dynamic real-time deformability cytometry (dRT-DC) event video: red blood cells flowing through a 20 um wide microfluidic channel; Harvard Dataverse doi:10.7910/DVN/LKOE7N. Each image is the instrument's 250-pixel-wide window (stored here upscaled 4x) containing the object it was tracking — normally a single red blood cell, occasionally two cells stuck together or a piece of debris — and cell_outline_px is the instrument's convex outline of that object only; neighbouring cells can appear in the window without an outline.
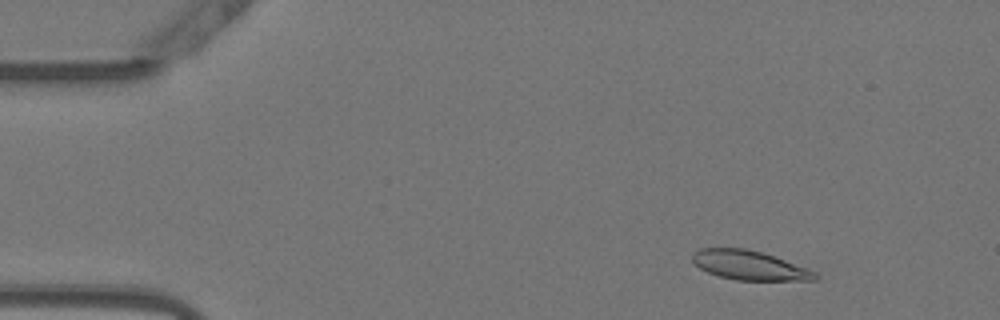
{"species": "Egyptian fruit bat (a non-hibernating species)", "species_latin": "Rousettus aegyptiacus", "temperature_condition": "warm", "stored_images_in_passage": 54, "camera_frame_rate_fps": 3000, "um_per_image_px": 0.085, "animal": {"sex": "female"}, "frame": {"image": 1, "passage_image": 7, "time_ms": 2.0, "image_size_px": [1000, 320], "cell_outline_px": [[820, 276], [816, 280], [736, 280], [720, 276], [708, 272], [692, 264], [692, 252], [700, 248], [744, 248], [760, 252], [808, 268], [816, 272]], "centroid_in_image_um": [63.67, 22.55], "position_along_channel_um": 21.3, "area_um2": 20.87}}
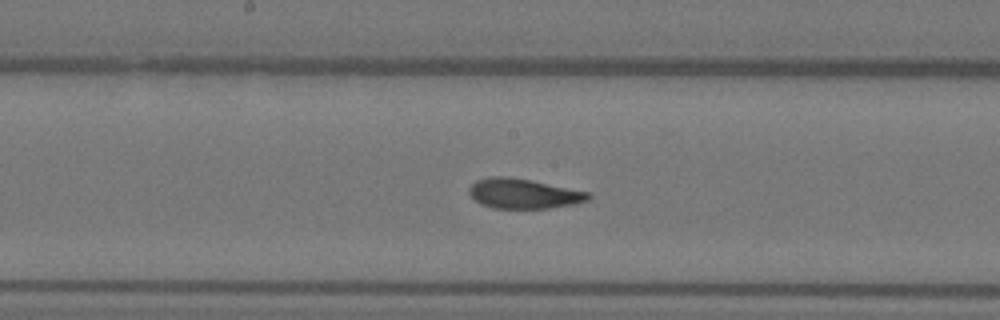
{"frame": {"image": 2, "passage_image": 28, "time_ms": 9.0, "image_size_px": [1000, 320], "cell_outline_px": [[592, 196], [588, 200], [576, 204], [548, 208], [492, 208], [480, 204], [468, 192], [468, 188], [476, 180], [492, 176], [508, 176], [532, 180], [592, 192]], "centroid_in_image_um": [44.54, 16.45], "position_along_channel_um": 203.7, "area_um2": 21.04}}
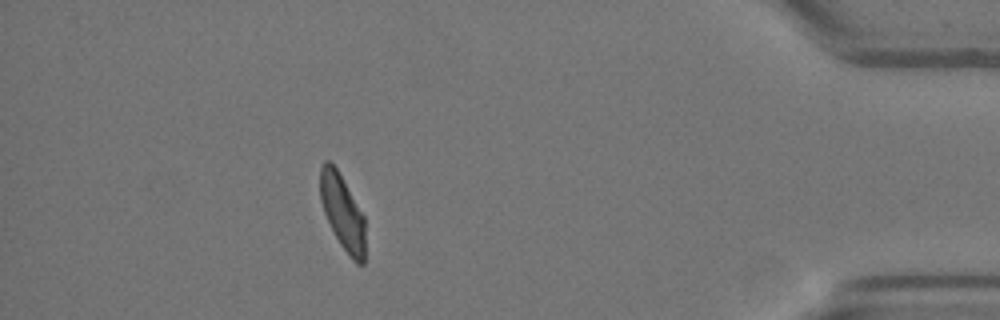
{"frame": {"image": 3, "passage_image": 48, "time_ms": 15.667, "image_size_px": [1000, 320], "cell_outline_px": [[364, 264], [356, 264], [352, 260], [340, 244], [324, 212], [320, 200], [320, 168], [324, 160], [328, 160], [336, 168], [364, 216]], "centroid_in_image_um": [29.1, 18.05], "position_along_channel_um": 406.1, "area_um2": 19.31}, "authors_computed_cell_mechanics": {"area_um2": 20.9814, "velocity_mm_per_s": 3.7924, "shape_relaxation_time_tau1_ms": 3.7934, "shape_relaxation_time_tau2_ms": 1.5791, "deformation_change_tau1": 0.163, "deformation_change_tau2": 0.079}}